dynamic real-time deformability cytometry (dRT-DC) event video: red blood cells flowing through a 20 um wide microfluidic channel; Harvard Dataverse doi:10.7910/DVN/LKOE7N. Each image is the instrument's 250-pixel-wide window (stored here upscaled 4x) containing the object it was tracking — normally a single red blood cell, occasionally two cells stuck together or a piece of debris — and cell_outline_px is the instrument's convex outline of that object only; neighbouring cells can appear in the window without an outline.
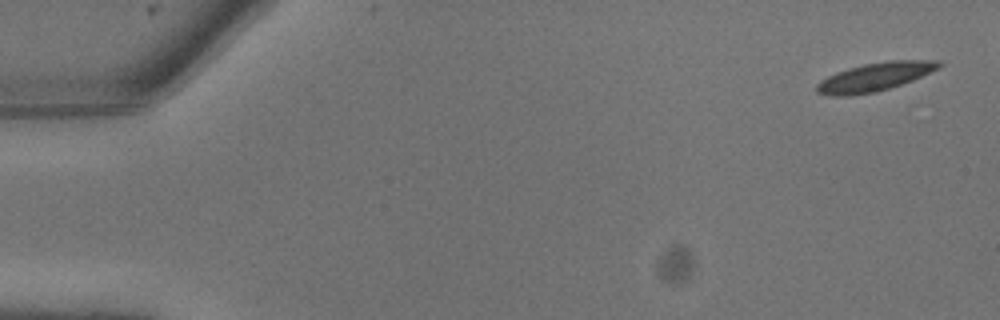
{"species": "common noctule bat (a hibernating species)", "species_latin": "Nyctalus noctula", "temperature_condition": "warm", "stored_images_in_passage": 9, "camera_frame_rate_fps": 3000, "um_per_image_px": 0.085, "animal": {"sex": "male", "body_mass_g": 13.3}, "frame": {"image": 1, "passage_image": 1, "time_ms": 0.0, "image_size_px": [1000, 320], "cell_outline_px": [[944, 64], [940, 68], [912, 80], [876, 92], [852, 96], [832, 96], [816, 92], [816, 84], [820, 80], [836, 72], [848, 68], [864, 64], [888, 60], [944, 60]], "centroid_in_image_um": [74.37, 6.53], "position_along_channel_um": 10.6, "area_um2": 20.4}}